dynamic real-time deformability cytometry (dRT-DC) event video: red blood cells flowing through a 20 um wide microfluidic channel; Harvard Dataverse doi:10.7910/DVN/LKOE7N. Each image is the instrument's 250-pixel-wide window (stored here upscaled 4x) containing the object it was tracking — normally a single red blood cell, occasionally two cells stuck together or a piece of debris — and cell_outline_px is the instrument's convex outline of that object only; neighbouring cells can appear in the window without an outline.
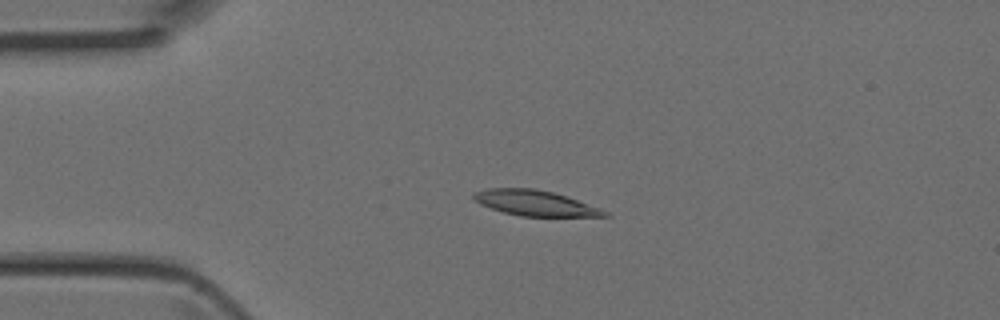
{"species": "Egyptian fruit bat (a non-hibernating species)", "species_latin": "Rousettus aegyptiacus", "temperature_condition": "room temperature", "stored_images_in_passage": 4, "camera_frame_rate_fps": 3000, "um_per_image_px": 0.085, "animal": {"sex": "female"}, "frame": {"image": 1, "passage_image": 3, "time_ms": 0.667, "image_size_px": [1000, 320], "cell_outline_px": [[612, 216], [520, 216], [504, 212], [480, 204], [472, 200], [472, 192], [488, 188], [536, 188], [568, 196], [600, 208], [608, 212]], "centroid_in_image_um": [45.46, 17.25], "position_along_channel_um": 39.5, "area_um2": 19.48}}